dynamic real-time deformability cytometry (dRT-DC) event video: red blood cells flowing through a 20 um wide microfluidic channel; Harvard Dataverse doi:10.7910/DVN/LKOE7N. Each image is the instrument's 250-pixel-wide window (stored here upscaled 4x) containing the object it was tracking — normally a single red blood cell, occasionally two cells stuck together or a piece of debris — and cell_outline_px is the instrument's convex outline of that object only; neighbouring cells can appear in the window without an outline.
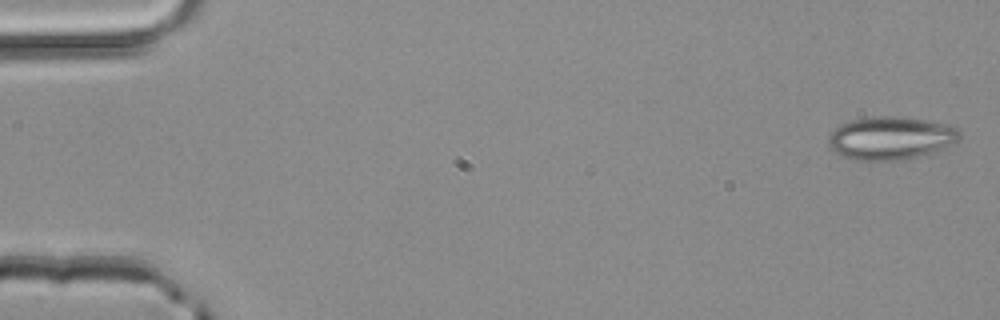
{"species": "common noctule bat (a hibernating species)", "species_latin": "Nyctalus noctula", "temperature_condition": "room temperature", "stored_images_in_passage": 3, "camera_frame_rate_fps": 3000, "um_per_image_px": 0.085, "animal": {"sex": "male", "body_mass_g": 20.4}, "frame": {"image": 1, "passage_image": 1, "time_ms": 0.0, "image_size_px": [1000, 320], "cell_outline_px": [[960, 140], [952, 144], [932, 152], [900, 160], [852, 160], [840, 156], [832, 148], [828, 140], [828, 136], [840, 124], [852, 120], [876, 116], [896, 116], [924, 120], [948, 124], [956, 128], [960, 132]], "centroid_in_image_um": [75.7, 11.73], "position_along_channel_um": 9.3, "area_um2": 32.66}}